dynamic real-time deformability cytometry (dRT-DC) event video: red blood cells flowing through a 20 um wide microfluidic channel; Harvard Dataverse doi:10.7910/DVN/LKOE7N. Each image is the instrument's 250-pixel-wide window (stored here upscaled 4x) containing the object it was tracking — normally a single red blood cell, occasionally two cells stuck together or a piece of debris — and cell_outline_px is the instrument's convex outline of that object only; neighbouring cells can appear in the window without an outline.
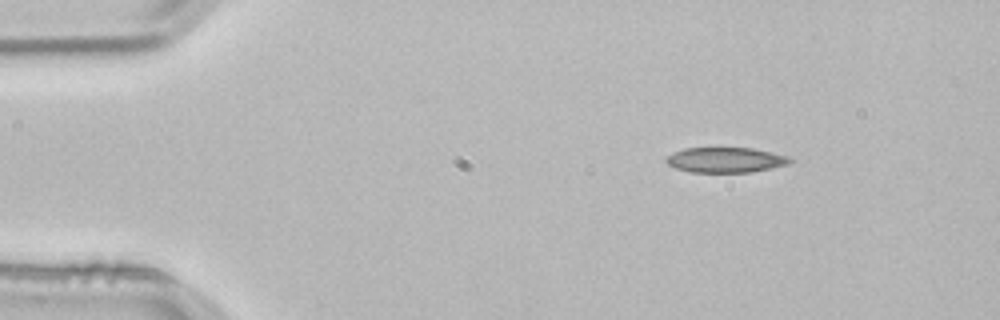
{"species": "common noctule bat (a hibernating species)", "species_latin": "Nyctalus noctula", "temperature_condition": "room temperature", "stored_images_in_passage": 3, "camera_frame_rate_fps": 3000, "um_per_image_px": 0.085, "animal": {"sex": "male", "body_mass_g": 21.5, "forearm_length_mm": 52.0}, "frame": {"image": 1, "passage_image": 1, "time_ms": 0.0, "image_size_px": [1000, 320], "cell_outline_px": [[792, 160], [788, 164], [772, 168], [752, 172], [688, 172], [676, 168], [668, 164], [664, 160], [672, 152], [684, 148], [752, 148], [772, 152], [788, 156]], "centroid_in_image_um": [61.66, 13.59], "position_along_channel_um": 23.3, "area_um2": 18.21}}
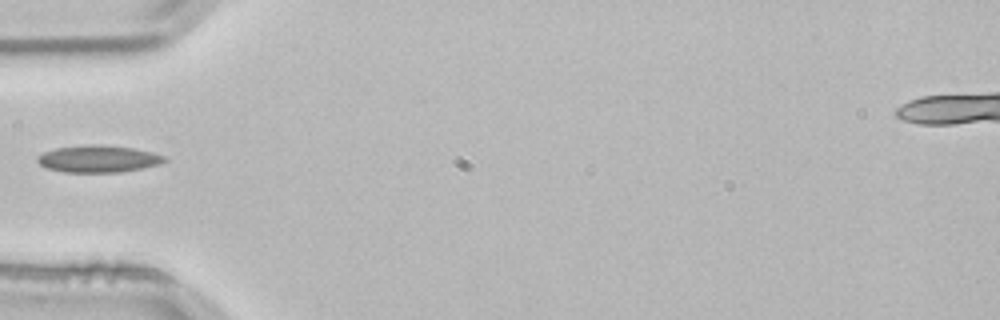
{"frame": {"image": 2, "passage_image": 3, "time_ms": 0.667, "image_size_px": [1000, 320], "cell_outline_px": [[168, 160], [156, 164], [140, 168], [120, 172], [64, 172], [44, 168], [36, 160], [36, 156], [44, 152], [56, 148], [88, 144], [96, 144], [132, 148], [152, 152], [164, 156]], "centroid_in_image_um": [8.28, 13.5], "position_along_channel_um": 76.7, "area_um2": 19.88}}